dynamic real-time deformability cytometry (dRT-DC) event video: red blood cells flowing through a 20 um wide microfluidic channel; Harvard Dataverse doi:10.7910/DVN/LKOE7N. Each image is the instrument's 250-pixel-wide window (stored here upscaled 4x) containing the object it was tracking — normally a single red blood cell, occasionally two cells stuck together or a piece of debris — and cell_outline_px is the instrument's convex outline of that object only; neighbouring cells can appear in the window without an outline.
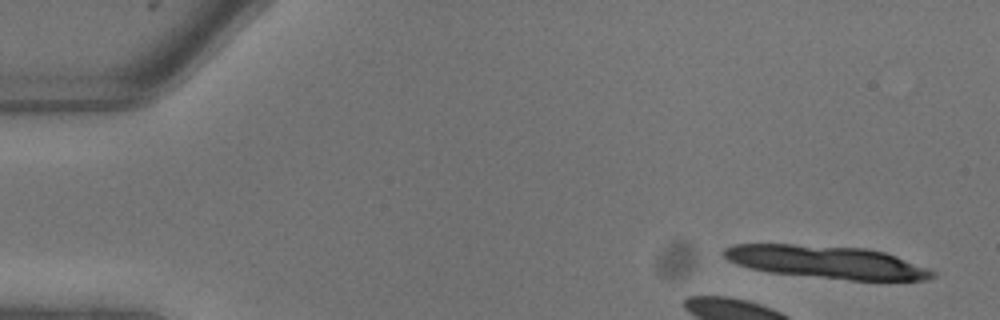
{"species": "common noctule bat (a hibernating species)", "species_latin": "Nyctalus noctula", "temperature_condition": "warm", "stored_images_in_passage": 6, "camera_frame_rate_fps": 3000, "um_per_image_px": 0.085, "animal": {"sex": "male", "body_mass_g": 13.3}, "frame": {"image": 1, "passage_image": 1, "time_ms": 0.0, "image_size_px": [1000, 320], "cell_outline_px": [[936, 276], [928, 280], [848, 280], [768, 272], [736, 264], [728, 260], [720, 252], [724, 248], [736, 244], [792, 244], [868, 248], [884, 252], [896, 256], [928, 268], [936, 272]], "centroid_in_image_um": [70.26, 22.27], "position_along_channel_um": 14.7, "area_um2": 39.88}}